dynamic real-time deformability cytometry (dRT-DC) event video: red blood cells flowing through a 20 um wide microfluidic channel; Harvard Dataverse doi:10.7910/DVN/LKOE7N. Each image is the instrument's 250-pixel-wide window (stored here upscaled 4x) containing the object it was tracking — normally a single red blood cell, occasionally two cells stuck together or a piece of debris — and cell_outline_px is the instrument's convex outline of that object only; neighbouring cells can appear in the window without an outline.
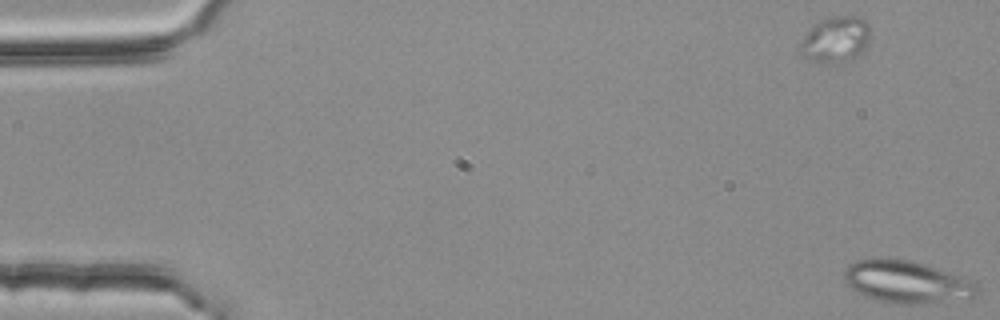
{"species": "common noctule bat (a hibernating species)", "species_latin": "Nyctalus noctula", "temperature_condition": "room temperature", "stored_images_in_passage": 6, "camera_frame_rate_fps": 3000, "um_per_image_px": 0.085, "animal": {"sex": "female", "body_mass_g": 25.1}, "frame": {"image": 1, "passage_image": 1, "time_ms": 0.0, "image_size_px": [1000, 320], "cell_outline_px": [[980, 292], [972, 300], [908, 304], [896, 304], [864, 296], [856, 292], [844, 280], [844, 272], [856, 260], [872, 256], [888, 256], [912, 260], [924, 264], [956, 276], [980, 288]], "centroid_in_image_um": [77.03, 23.95], "position_along_channel_um": 8.0, "area_um2": 33.0}}